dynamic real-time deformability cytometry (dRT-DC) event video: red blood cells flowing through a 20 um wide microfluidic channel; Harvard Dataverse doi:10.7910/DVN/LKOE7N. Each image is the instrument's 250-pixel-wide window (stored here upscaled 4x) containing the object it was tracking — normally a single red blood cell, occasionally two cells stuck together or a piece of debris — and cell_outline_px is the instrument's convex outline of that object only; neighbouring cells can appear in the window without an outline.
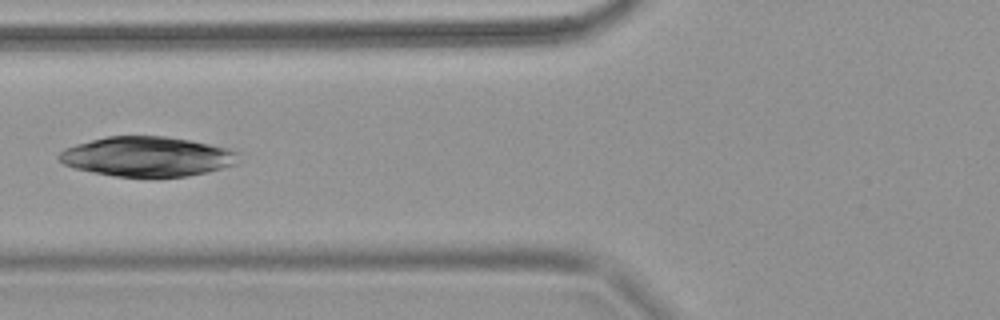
{"species": "common noctule bat (a hibernating species)", "species_latin": "Nyctalus noctula", "temperature_condition": "warm", "stored_images_in_passage": 4, "camera_frame_rate_fps": 3000, "um_per_image_px": 0.085, "animal": {"sex": "female", "body_mass_g": 18.4}, "frame": {"image": 1, "passage_image": 3, "time_ms": 0.667, "image_size_px": [1000, 320], "cell_outline_px": [[240, 152], [236, 164], [208, 172], [188, 176], [116, 176], [92, 172], [72, 168], [64, 164], [56, 156], [64, 148], [76, 144], [108, 136], [164, 136], [188, 140], [228, 148]], "centroid_in_image_um": [12.5, 13.3], "position_along_channel_um": 113.3, "area_um2": 41.44}}